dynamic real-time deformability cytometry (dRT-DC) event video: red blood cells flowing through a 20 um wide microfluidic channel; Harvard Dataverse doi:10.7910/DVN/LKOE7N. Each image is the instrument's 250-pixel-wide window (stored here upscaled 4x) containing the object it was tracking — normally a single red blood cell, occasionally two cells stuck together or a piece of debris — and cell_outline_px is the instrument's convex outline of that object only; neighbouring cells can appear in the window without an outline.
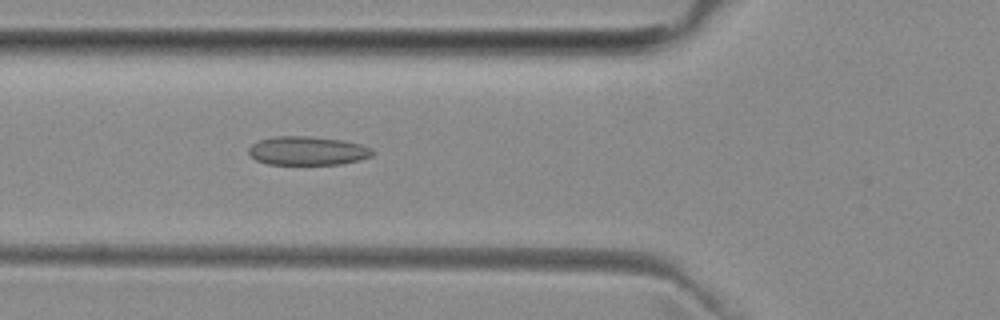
{"species": "common noctule bat (a hibernating species)", "species_latin": "Nyctalus noctula", "temperature_condition": "room temperature", "stored_images_in_passage": 4, "camera_frame_rate_fps": 3000, "um_per_image_px": 0.085, "animal": {"sex": "female", "body_mass_g": 29.2, "forearm_length_mm": 56.3}, "frame": {"image": 1, "passage_image": 4, "time_ms": 4.667, "image_size_px": [1000, 320], "cell_outline_px": [[372, 156], [360, 160], [340, 164], [268, 164], [256, 160], [248, 152], [248, 148], [252, 144], [260, 140], [276, 136], [308, 136], [344, 140], [360, 144], [368, 148], [372, 152]], "centroid_in_image_um": [26.12, 12.81], "position_along_channel_um": 99.7, "area_um2": 20.58}}